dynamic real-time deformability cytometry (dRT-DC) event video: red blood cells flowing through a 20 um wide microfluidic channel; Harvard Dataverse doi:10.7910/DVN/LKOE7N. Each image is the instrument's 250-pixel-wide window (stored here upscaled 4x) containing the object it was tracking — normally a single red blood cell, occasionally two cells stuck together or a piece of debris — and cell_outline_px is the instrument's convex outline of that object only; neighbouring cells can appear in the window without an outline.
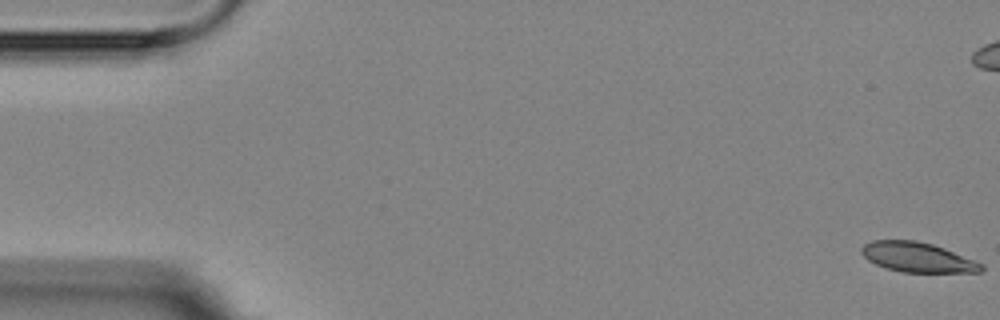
{"species": "Egyptian fruit bat (a non-hibernating species)", "species_latin": "Rousettus aegyptiacus", "temperature_condition": "room temperature", "stored_images_in_passage": 7, "camera_frame_rate_fps": 3000, "um_per_image_px": 0.085, "animal": {"sex": "female"}, "frame": {"image": 1, "passage_image": 1, "time_ms": 0.0, "image_size_px": [1000, 320], "cell_outline_px": [[984, 272], [900, 272], [876, 264], [868, 260], [860, 252], [860, 248], [864, 244], [872, 240], [916, 240], [932, 244], [944, 248], [984, 264]], "centroid_in_image_um": [77.99, 21.86], "position_along_channel_um": 7.0, "area_um2": 20.81}}